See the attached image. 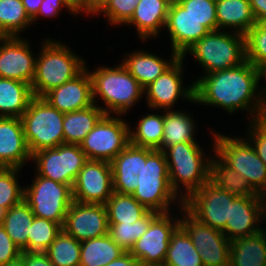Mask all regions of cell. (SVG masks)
I'll use <instances>...</instances> for the list:
<instances>
[{"instance_id":"obj_1","label":"cell","mask_w":266,"mask_h":266,"mask_svg":"<svg viewBox=\"0 0 266 266\" xmlns=\"http://www.w3.org/2000/svg\"><path fill=\"white\" fill-rule=\"evenodd\" d=\"M261 78V70L248 60L233 68L204 74L192 82L194 103L221 107L228 113L246 110L250 121L266 117V92L258 87Z\"/></svg>"},{"instance_id":"obj_2","label":"cell","mask_w":266,"mask_h":266,"mask_svg":"<svg viewBox=\"0 0 266 266\" xmlns=\"http://www.w3.org/2000/svg\"><path fill=\"white\" fill-rule=\"evenodd\" d=\"M138 185L132 196L147 210L157 213L169 212V204L178 198L169 181L164 151L143 147V164L138 173Z\"/></svg>"},{"instance_id":"obj_3","label":"cell","mask_w":266,"mask_h":266,"mask_svg":"<svg viewBox=\"0 0 266 266\" xmlns=\"http://www.w3.org/2000/svg\"><path fill=\"white\" fill-rule=\"evenodd\" d=\"M36 57L35 76L31 84L34 97H43L51 89L79 75L87 65L77 54L58 41L46 39Z\"/></svg>"},{"instance_id":"obj_4","label":"cell","mask_w":266,"mask_h":266,"mask_svg":"<svg viewBox=\"0 0 266 266\" xmlns=\"http://www.w3.org/2000/svg\"><path fill=\"white\" fill-rule=\"evenodd\" d=\"M89 73L94 104L97 103L96 98L101 97L105 103V107L100 106L104 114H126L144 94V89L122 63L114 68L97 67Z\"/></svg>"},{"instance_id":"obj_5","label":"cell","mask_w":266,"mask_h":266,"mask_svg":"<svg viewBox=\"0 0 266 266\" xmlns=\"http://www.w3.org/2000/svg\"><path fill=\"white\" fill-rule=\"evenodd\" d=\"M164 153L171 187L182 200L210 180L211 158L204 157L199 143L181 142L167 147ZM180 186L186 192H179Z\"/></svg>"},{"instance_id":"obj_6","label":"cell","mask_w":266,"mask_h":266,"mask_svg":"<svg viewBox=\"0 0 266 266\" xmlns=\"http://www.w3.org/2000/svg\"><path fill=\"white\" fill-rule=\"evenodd\" d=\"M187 52L198 60L206 74L233 68L246 61L245 36L227 30L210 31Z\"/></svg>"},{"instance_id":"obj_7","label":"cell","mask_w":266,"mask_h":266,"mask_svg":"<svg viewBox=\"0 0 266 266\" xmlns=\"http://www.w3.org/2000/svg\"><path fill=\"white\" fill-rule=\"evenodd\" d=\"M20 118L31 154L64 144V113L43 97H33Z\"/></svg>"},{"instance_id":"obj_8","label":"cell","mask_w":266,"mask_h":266,"mask_svg":"<svg viewBox=\"0 0 266 266\" xmlns=\"http://www.w3.org/2000/svg\"><path fill=\"white\" fill-rule=\"evenodd\" d=\"M213 134L215 155L240 173L258 194L266 193V165L258 157L251 142L244 138Z\"/></svg>"},{"instance_id":"obj_9","label":"cell","mask_w":266,"mask_h":266,"mask_svg":"<svg viewBox=\"0 0 266 266\" xmlns=\"http://www.w3.org/2000/svg\"><path fill=\"white\" fill-rule=\"evenodd\" d=\"M24 201L35 217L63 226L68 209L73 203L72 187L36 174L31 186L24 187Z\"/></svg>"},{"instance_id":"obj_10","label":"cell","mask_w":266,"mask_h":266,"mask_svg":"<svg viewBox=\"0 0 266 266\" xmlns=\"http://www.w3.org/2000/svg\"><path fill=\"white\" fill-rule=\"evenodd\" d=\"M130 127L118 116L104 114L80 144L88 160L111 162L130 144Z\"/></svg>"},{"instance_id":"obj_11","label":"cell","mask_w":266,"mask_h":266,"mask_svg":"<svg viewBox=\"0 0 266 266\" xmlns=\"http://www.w3.org/2000/svg\"><path fill=\"white\" fill-rule=\"evenodd\" d=\"M237 197L209 180L183 200V207L198 221L222 231L230 222V204Z\"/></svg>"},{"instance_id":"obj_12","label":"cell","mask_w":266,"mask_h":266,"mask_svg":"<svg viewBox=\"0 0 266 266\" xmlns=\"http://www.w3.org/2000/svg\"><path fill=\"white\" fill-rule=\"evenodd\" d=\"M37 175L73 187L74 181L88 161L80 145L62 144L32 154Z\"/></svg>"},{"instance_id":"obj_13","label":"cell","mask_w":266,"mask_h":266,"mask_svg":"<svg viewBox=\"0 0 266 266\" xmlns=\"http://www.w3.org/2000/svg\"><path fill=\"white\" fill-rule=\"evenodd\" d=\"M180 226L189 234L204 266H229L230 241L220 230L198 221L183 206Z\"/></svg>"},{"instance_id":"obj_14","label":"cell","mask_w":266,"mask_h":266,"mask_svg":"<svg viewBox=\"0 0 266 266\" xmlns=\"http://www.w3.org/2000/svg\"><path fill=\"white\" fill-rule=\"evenodd\" d=\"M169 212L159 213L129 251L141 266H163L171 234L180 225ZM173 221V222H172Z\"/></svg>"},{"instance_id":"obj_15","label":"cell","mask_w":266,"mask_h":266,"mask_svg":"<svg viewBox=\"0 0 266 266\" xmlns=\"http://www.w3.org/2000/svg\"><path fill=\"white\" fill-rule=\"evenodd\" d=\"M113 192L112 168L106 161L88 160L72 187L73 201L84 204L105 205Z\"/></svg>"},{"instance_id":"obj_16","label":"cell","mask_w":266,"mask_h":266,"mask_svg":"<svg viewBox=\"0 0 266 266\" xmlns=\"http://www.w3.org/2000/svg\"><path fill=\"white\" fill-rule=\"evenodd\" d=\"M183 57H178L175 62L160 75L155 81L144 89L148 106L153 110H172V107L182 96L194 102V83L184 88L182 70ZM174 104V105H173Z\"/></svg>"},{"instance_id":"obj_17","label":"cell","mask_w":266,"mask_h":266,"mask_svg":"<svg viewBox=\"0 0 266 266\" xmlns=\"http://www.w3.org/2000/svg\"><path fill=\"white\" fill-rule=\"evenodd\" d=\"M62 229L80 242L107 235L109 225L106 206L73 201Z\"/></svg>"},{"instance_id":"obj_18","label":"cell","mask_w":266,"mask_h":266,"mask_svg":"<svg viewBox=\"0 0 266 266\" xmlns=\"http://www.w3.org/2000/svg\"><path fill=\"white\" fill-rule=\"evenodd\" d=\"M2 41V42H1ZM0 78L32 84L36 58L22 37H0Z\"/></svg>"},{"instance_id":"obj_19","label":"cell","mask_w":266,"mask_h":266,"mask_svg":"<svg viewBox=\"0 0 266 266\" xmlns=\"http://www.w3.org/2000/svg\"><path fill=\"white\" fill-rule=\"evenodd\" d=\"M85 68L75 78L51 89L43 98L62 113L86 109L94 104L92 80Z\"/></svg>"},{"instance_id":"obj_20","label":"cell","mask_w":266,"mask_h":266,"mask_svg":"<svg viewBox=\"0 0 266 266\" xmlns=\"http://www.w3.org/2000/svg\"><path fill=\"white\" fill-rule=\"evenodd\" d=\"M165 28L169 31L171 51L183 58L190 47L210 32L180 4L169 7Z\"/></svg>"},{"instance_id":"obj_21","label":"cell","mask_w":266,"mask_h":266,"mask_svg":"<svg viewBox=\"0 0 266 266\" xmlns=\"http://www.w3.org/2000/svg\"><path fill=\"white\" fill-rule=\"evenodd\" d=\"M31 159L21 118L0 117V167L21 169Z\"/></svg>"},{"instance_id":"obj_22","label":"cell","mask_w":266,"mask_h":266,"mask_svg":"<svg viewBox=\"0 0 266 266\" xmlns=\"http://www.w3.org/2000/svg\"><path fill=\"white\" fill-rule=\"evenodd\" d=\"M261 217L263 220L261 196H238L230 204V222L222 232L229 241L253 235L262 230L258 226Z\"/></svg>"},{"instance_id":"obj_23","label":"cell","mask_w":266,"mask_h":266,"mask_svg":"<svg viewBox=\"0 0 266 266\" xmlns=\"http://www.w3.org/2000/svg\"><path fill=\"white\" fill-rule=\"evenodd\" d=\"M113 191L132 195L143 164V147L129 144L111 162Z\"/></svg>"},{"instance_id":"obj_24","label":"cell","mask_w":266,"mask_h":266,"mask_svg":"<svg viewBox=\"0 0 266 266\" xmlns=\"http://www.w3.org/2000/svg\"><path fill=\"white\" fill-rule=\"evenodd\" d=\"M169 6L164 0H139L131 18L125 25H133L141 40L155 38L165 27Z\"/></svg>"},{"instance_id":"obj_25","label":"cell","mask_w":266,"mask_h":266,"mask_svg":"<svg viewBox=\"0 0 266 266\" xmlns=\"http://www.w3.org/2000/svg\"><path fill=\"white\" fill-rule=\"evenodd\" d=\"M126 55L122 64L143 89L162 75L179 57L174 51L169 61L140 50Z\"/></svg>"},{"instance_id":"obj_26","label":"cell","mask_w":266,"mask_h":266,"mask_svg":"<svg viewBox=\"0 0 266 266\" xmlns=\"http://www.w3.org/2000/svg\"><path fill=\"white\" fill-rule=\"evenodd\" d=\"M216 18L217 30L234 29L244 36L257 23L249 0H216Z\"/></svg>"},{"instance_id":"obj_27","label":"cell","mask_w":266,"mask_h":266,"mask_svg":"<svg viewBox=\"0 0 266 266\" xmlns=\"http://www.w3.org/2000/svg\"><path fill=\"white\" fill-rule=\"evenodd\" d=\"M229 266H266V232L230 241Z\"/></svg>"},{"instance_id":"obj_28","label":"cell","mask_w":266,"mask_h":266,"mask_svg":"<svg viewBox=\"0 0 266 266\" xmlns=\"http://www.w3.org/2000/svg\"><path fill=\"white\" fill-rule=\"evenodd\" d=\"M33 97L30 84L0 78V117L20 118Z\"/></svg>"},{"instance_id":"obj_29","label":"cell","mask_w":266,"mask_h":266,"mask_svg":"<svg viewBox=\"0 0 266 266\" xmlns=\"http://www.w3.org/2000/svg\"><path fill=\"white\" fill-rule=\"evenodd\" d=\"M103 115V110L96 104L83 110L65 113L64 144L80 145Z\"/></svg>"},{"instance_id":"obj_30","label":"cell","mask_w":266,"mask_h":266,"mask_svg":"<svg viewBox=\"0 0 266 266\" xmlns=\"http://www.w3.org/2000/svg\"><path fill=\"white\" fill-rule=\"evenodd\" d=\"M164 113L163 139L157 150L164 151L167 147L181 142H197L194 139L196 123L193 117L180 110H164Z\"/></svg>"},{"instance_id":"obj_31","label":"cell","mask_w":266,"mask_h":266,"mask_svg":"<svg viewBox=\"0 0 266 266\" xmlns=\"http://www.w3.org/2000/svg\"><path fill=\"white\" fill-rule=\"evenodd\" d=\"M125 251L109 234L81 241L80 266H105Z\"/></svg>"},{"instance_id":"obj_32","label":"cell","mask_w":266,"mask_h":266,"mask_svg":"<svg viewBox=\"0 0 266 266\" xmlns=\"http://www.w3.org/2000/svg\"><path fill=\"white\" fill-rule=\"evenodd\" d=\"M34 217L32 209L24 200L5 213L2 227L22 252H28V233Z\"/></svg>"},{"instance_id":"obj_33","label":"cell","mask_w":266,"mask_h":266,"mask_svg":"<svg viewBox=\"0 0 266 266\" xmlns=\"http://www.w3.org/2000/svg\"><path fill=\"white\" fill-rule=\"evenodd\" d=\"M216 158L212 157L210 162V181L212 183L236 196H261L240 173L228 167L218 156Z\"/></svg>"},{"instance_id":"obj_34","label":"cell","mask_w":266,"mask_h":266,"mask_svg":"<svg viewBox=\"0 0 266 266\" xmlns=\"http://www.w3.org/2000/svg\"><path fill=\"white\" fill-rule=\"evenodd\" d=\"M163 266H204L189 234L180 225L171 234Z\"/></svg>"},{"instance_id":"obj_35","label":"cell","mask_w":266,"mask_h":266,"mask_svg":"<svg viewBox=\"0 0 266 266\" xmlns=\"http://www.w3.org/2000/svg\"><path fill=\"white\" fill-rule=\"evenodd\" d=\"M105 206L108 223H134L149 211L132 195L117 192H113Z\"/></svg>"},{"instance_id":"obj_36","label":"cell","mask_w":266,"mask_h":266,"mask_svg":"<svg viewBox=\"0 0 266 266\" xmlns=\"http://www.w3.org/2000/svg\"><path fill=\"white\" fill-rule=\"evenodd\" d=\"M30 23L22 0H0V37H19Z\"/></svg>"},{"instance_id":"obj_37","label":"cell","mask_w":266,"mask_h":266,"mask_svg":"<svg viewBox=\"0 0 266 266\" xmlns=\"http://www.w3.org/2000/svg\"><path fill=\"white\" fill-rule=\"evenodd\" d=\"M164 113L147 114L141 119L135 130H129L130 143L151 149H158L163 139Z\"/></svg>"},{"instance_id":"obj_38","label":"cell","mask_w":266,"mask_h":266,"mask_svg":"<svg viewBox=\"0 0 266 266\" xmlns=\"http://www.w3.org/2000/svg\"><path fill=\"white\" fill-rule=\"evenodd\" d=\"M159 213L148 211L134 223H108V234L125 252H129L134 243L147 231L151 221Z\"/></svg>"},{"instance_id":"obj_39","label":"cell","mask_w":266,"mask_h":266,"mask_svg":"<svg viewBox=\"0 0 266 266\" xmlns=\"http://www.w3.org/2000/svg\"><path fill=\"white\" fill-rule=\"evenodd\" d=\"M44 253L54 266H80L81 242L62 229Z\"/></svg>"},{"instance_id":"obj_40","label":"cell","mask_w":266,"mask_h":266,"mask_svg":"<svg viewBox=\"0 0 266 266\" xmlns=\"http://www.w3.org/2000/svg\"><path fill=\"white\" fill-rule=\"evenodd\" d=\"M62 230L58 223L34 217L28 233V252H45Z\"/></svg>"},{"instance_id":"obj_41","label":"cell","mask_w":266,"mask_h":266,"mask_svg":"<svg viewBox=\"0 0 266 266\" xmlns=\"http://www.w3.org/2000/svg\"><path fill=\"white\" fill-rule=\"evenodd\" d=\"M20 170L0 167V207L6 211L24 200V188L17 178Z\"/></svg>"},{"instance_id":"obj_42","label":"cell","mask_w":266,"mask_h":266,"mask_svg":"<svg viewBox=\"0 0 266 266\" xmlns=\"http://www.w3.org/2000/svg\"><path fill=\"white\" fill-rule=\"evenodd\" d=\"M246 60L262 70L266 66V32L256 23L245 35Z\"/></svg>"},{"instance_id":"obj_43","label":"cell","mask_w":266,"mask_h":266,"mask_svg":"<svg viewBox=\"0 0 266 266\" xmlns=\"http://www.w3.org/2000/svg\"><path fill=\"white\" fill-rule=\"evenodd\" d=\"M180 5L210 31L217 30L216 0H183Z\"/></svg>"},{"instance_id":"obj_44","label":"cell","mask_w":266,"mask_h":266,"mask_svg":"<svg viewBox=\"0 0 266 266\" xmlns=\"http://www.w3.org/2000/svg\"><path fill=\"white\" fill-rule=\"evenodd\" d=\"M139 0H109L97 14H104L111 25L126 23L134 13Z\"/></svg>"},{"instance_id":"obj_45","label":"cell","mask_w":266,"mask_h":266,"mask_svg":"<svg viewBox=\"0 0 266 266\" xmlns=\"http://www.w3.org/2000/svg\"><path fill=\"white\" fill-rule=\"evenodd\" d=\"M248 140L254 146L258 157L266 165V117L250 121ZM253 142V143H252Z\"/></svg>"},{"instance_id":"obj_46","label":"cell","mask_w":266,"mask_h":266,"mask_svg":"<svg viewBox=\"0 0 266 266\" xmlns=\"http://www.w3.org/2000/svg\"><path fill=\"white\" fill-rule=\"evenodd\" d=\"M22 253V250L7 235L5 229L0 226V266L6 265L9 261L15 260Z\"/></svg>"},{"instance_id":"obj_47","label":"cell","mask_w":266,"mask_h":266,"mask_svg":"<svg viewBox=\"0 0 266 266\" xmlns=\"http://www.w3.org/2000/svg\"><path fill=\"white\" fill-rule=\"evenodd\" d=\"M68 8L71 14H77L75 7L68 0H43L37 15L32 19V23L39 18V16L56 17L61 9Z\"/></svg>"},{"instance_id":"obj_48","label":"cell","mask_w":266,"mask_h":266,"mask_svg":"<svg viewBox=\"0 0 266 266\" xmlns=\"http://www.w3.org/2000/svg\"><path fill=\"white\" fill-rule=\"evenodd\" d=\"M108 2L109 0H79L75 10L77 14L84 12L86 15H97Z\"/></svg>"},{"instance_id":"obj_49","label":"cell","mask_w":266,"mask_h":266,"mask_svg":"<svg viewBox=\"0 0 266 266\" xmlns=\"http://www.w3.org/2000/svg\"><path fill=\"white\" fill-rule=\"evenodd\" d=\"M26 266H54L44 252H22Z\"/></svg>"},{"instance_id":"obj_50","label":"cell","mask_w":266,"mask_h":266,"mask_svg":"<svg viewBox=\"0 0 266 266\" xmlns=\"http://www.w3.org/2000/svg\"><path fill=\"white\" fill-rule=\"evenodd\" d=\"M105 266H141V263L129 252H125L119 258Z\"/></svg>"},{"instance_id":"obj_51","label":"cell","mask_w":266,"mask_h":266,"mask_svg":"<svg viewBox=\"0 0 266 266\" xmlns=\"http://www.w3.org/2000/svg\"><path fill=\"white\" fill-rule=\"evenodd\" d=\"M256 21L266 18V0H249Z\"/></svg>"},{"instance_id":"obj_52","label":"cell","mask_w":266,"mask_h":266,"mask_svg":"<svg viewBox=\"0 0 266 266\" xmlns=\"http://www.w3.org/2000/svg\"><path fill=\"white\" fill-rule=\"evenodd\" d=\"M42 1L43 0H22L25 10L31 19L37 15Z\"/></svg>"},{"instance_id":"obj_53","label":"cell","mask_w":266,"mask_h":266,"mask_svg":"<svg viewBox=\"0 0 266 266\" xmlns=\"http://www.w3.org/2000/svg\"><path fill=\"white\" fill-rule=\"evenodd\" d=\"M3 266H26L25 259L20 255L15 260L9 261L6 265Z\"/></svg>"},{"instance_id":"obj_54","label":"cell","mask_w":266,"mask_h":266,"mask_svg":"<svg viewBox=\"0 0 266 266\" xmlns=\"http://www.w3.org/2000/svg\"><path fill=\"white\" fill-rule=\"evenodd\" d=\"M164 1L169 7H171L174 5H179L183 0H164Z\"/></svg>"},{"instance_id":"obj_55","label":"cell","mask_w":266,"mask_h":266,"mask_svg":"<svg viewBox=\"0 0 266 266\" xmlns=\"http://www.w3.org/2000/svg\"><path fill=\"white\" fill-rule=\"evenodd\" d=\"M257 24L266 32V18L258 20Z\"/></svg>"},{"instance_id":"obj_56","label":"cell","mask_w":266,"mask_h":266,"mask_svg":"<svg viewBox=\"0 0 266 266\" xmlns=\"http://www.w3.org/2000/svg\"><path fill=\"white\" fill-rule=\"evenodd\" d=\"M5 213H6V210L4 208L0 207V226L2 225V222L4 220Z\"/></svg>"},{"instance_id":"obj_57","label":"cell","mask_w":266,"mask_h":266,"mask_svg":"<svg viewBox=\"0 0 266 266\" xmlns=\"http://www.w3.org/2000/svg\"><path fill=\"white\" fill-rule=\"evenodd\" d=\"M261 74H262V78L265 79L264 81H266V66L261 70ZM263 89L266 92V87H263Z\"/></svg>"},{"instance_id":"obj_58","label":"cell","mask_w":266,"mask_h":266,"mask_svg":"<svg viewBox=\"0 0 266 266\" xmlns=\"http://www.w3.org/2000/svg\"><path fill=\"white\" fill-rule=\"evenodd\" d=\"M68 1L76 8L79 0H68Z\"/></svg>"}]
</instances>
